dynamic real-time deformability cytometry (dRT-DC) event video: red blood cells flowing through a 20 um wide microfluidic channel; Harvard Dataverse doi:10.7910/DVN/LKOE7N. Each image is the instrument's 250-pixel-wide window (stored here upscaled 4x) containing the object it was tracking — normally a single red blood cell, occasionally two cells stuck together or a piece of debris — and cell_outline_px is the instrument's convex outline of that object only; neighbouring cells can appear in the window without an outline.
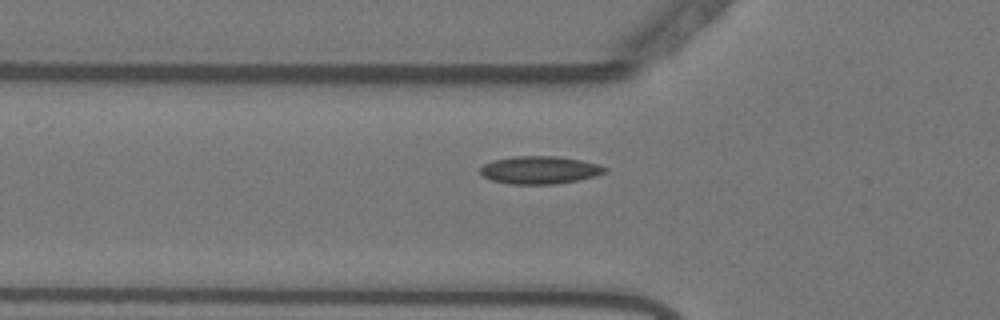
{"species": "Egyptian fruit bat (a non-hibernating species)", "species_latin": "Rousettus aegyptiacus", "temperature_condition": "warm", "stored_images_in_passage": 52, "camera_frame_rate_fps": 3000, "um_per_image_px": 0.085, "animal": {"sex": "female"}, "frame": {"image": 1, "passage_image": 15, "time_ms": 4.667, "image_size_px": [1000, 320], "cell_outline_px": [[608, 168], [604, 172], [596, 176], [556, 184], [512, 184], [492, 180], [484, 176], [480, 172], [480, 168], [484, 164], [492, 160], [512, 156], [556, 156], [580, 160], [600, 164]], "centroid_in_image_um": [45.87, 14.44], "position_along_channel_um": 79.9, "area_um2": 20.11}}
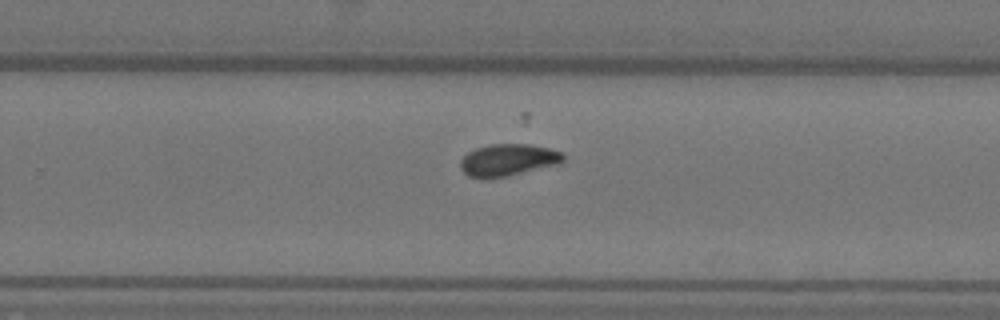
{"frame": {"image": 2, "passage_image": 32, "time_ms": 10.333, "image_size_px": [1000, 320], "cell_outline_px": [[564, 160], [556, 164], [508, 176], [484, 180], [468, 176], [460, 168], [460, 160], [468, 152], [476, 148], [492, 144], [528, 144], [548, 148], [560, 152], [564, 156]], "centroid_in_image_um": [43.12, 13.62], "position_along_channel_um": 286.7, "area_um2": 19.13}}
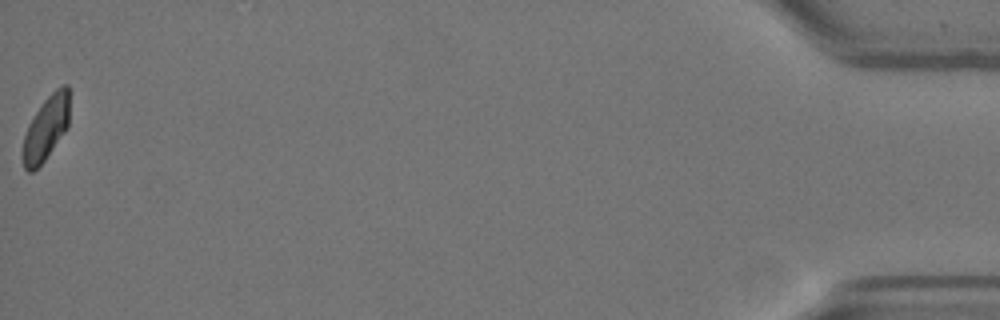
{"frame": {"image": 3, "passage_image": 52, "time_ms": 17.0, "image_size_px": [1000, 320], "cell_outline_px": [[68, 128], [44, 160], [32, 172], [28, 172], [24, 168], [20, 156], [24, 136], [28, 124], [44, 100], [60, 84], [68, 84]], "centroid_in_image_um": [3.88, 10.92], "position_along_channel_um": 431.3, "area_um2": 17.51}, "authors_computed_cell_mechanics": {"area_um2": 18.7561, "velocity_mm_per_s": 3.642, "shape_relaxation_time_tau1_ms": 8.934, "shape_relaxation_time_tau2_ms": 1.368, "deformation_change_tau1": 0.1681, "deformation_change_tau2": 0.0401}}